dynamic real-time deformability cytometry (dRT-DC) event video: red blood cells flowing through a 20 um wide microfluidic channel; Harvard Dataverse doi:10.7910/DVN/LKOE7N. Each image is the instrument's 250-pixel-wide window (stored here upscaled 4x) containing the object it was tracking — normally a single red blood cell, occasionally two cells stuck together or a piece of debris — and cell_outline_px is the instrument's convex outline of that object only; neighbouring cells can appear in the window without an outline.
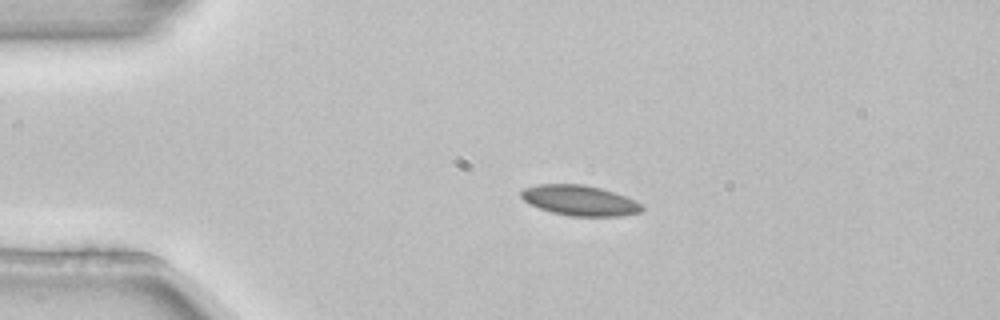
{"species": "common noctule bat (a hibernating species)", "species_latin": "Nyctalus noctula", "temperature_condition": "room temperature", "stored_images_in_passage": 3, "camera_frame_rate_fps": 3000, "um_per_image_px": 0.085, "animal": {"sex": "female", "body_mass_g": 22.7, "forearm_length_mm": 54.2}, "frame": {"image": 1, "passage_image": 2, "time_ms": 0.333, "image_size_px": [1000, 320], "cell_outline_px": [[644, 208], [640, 212], [620, 216], [568, 216], [552, 212], [540, 208], [524, 200], [520, 196], [520, 192], [524, 188], [540, 184], [584, 184], [600, 188], [636, 200]], "centroid_in_image_um": [49.27, 17.04], "position_along_channel_um": 35.7, "area_um2": 21.15}}